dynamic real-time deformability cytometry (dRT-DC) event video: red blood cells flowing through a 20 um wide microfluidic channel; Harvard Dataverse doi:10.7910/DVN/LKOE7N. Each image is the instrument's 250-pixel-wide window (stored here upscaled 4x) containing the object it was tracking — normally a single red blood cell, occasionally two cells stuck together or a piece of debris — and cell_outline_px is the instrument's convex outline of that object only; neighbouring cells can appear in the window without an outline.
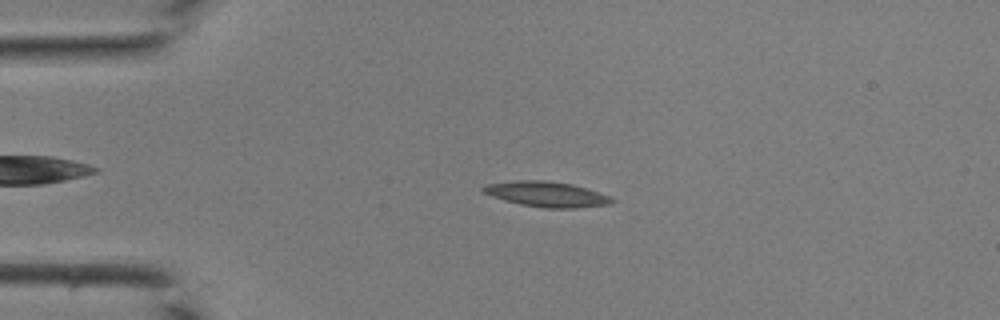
{"species": "common noctule bat (a hibernating species)", "species_latin": "Nyctalus noctula", "temperature_condition": "room temperature", "stored_images_in_passage": 41, "camera_frame_rate_fps": 3000, "um_per_image_px": 0.085, "animal": {"sex": "male", "body_mass_g": 19.0, "forearm_length_mm": 50.8}, "frame": {"image": 1, "passage_image": 9, "time_ms": 2.667, "image_size_px": [1000, 320], "cell_outline_px": [[612, 200], [608, 204], [576, 208], [544, 208], [520, 204], [504, 200], [492, 196], [484, 192], [480, 188], [488, 184], [512, 180], [544, 180], [572, 184], [608, 196]], "centroid_in_image_um": [46.38, 16.5], "position_along_channel_um": 38.6, "area_um2": 18.61}}
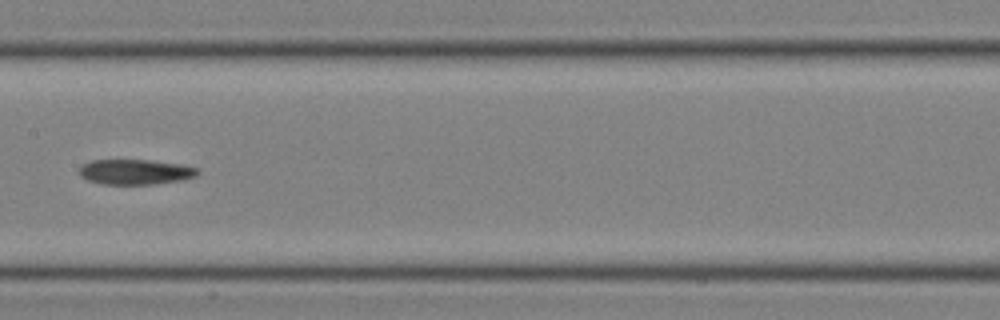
{"frame": {"image": 2, "passage_image": 21, "time_ms": 6.667, "image_size_px": [1000, 320], "cell_outline_px": [[200, 172], [196, 176], [184, 180], [152, 184], [104, 184], [88, 180], [80, 176], [80, 168], [84, 164], [92, 160], [148, 160], [180, 164], [196, 168]], "centroid_in_image_um": [11.52, 14.61], "position_along_channel_um": 195.9, "area_um2": 17.22}}
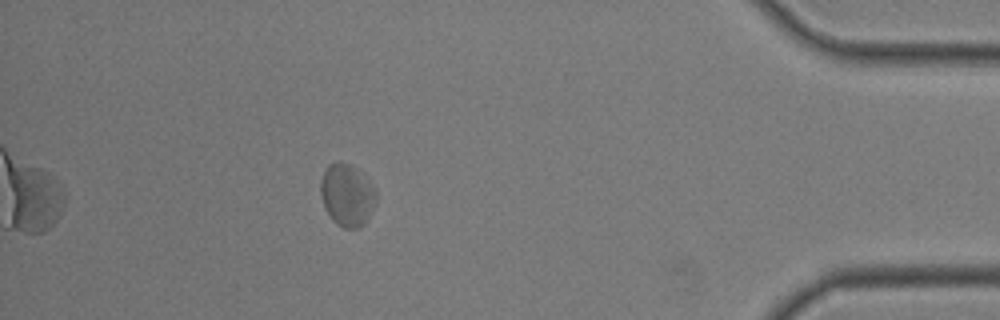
{"frame": {"image": 3, "passage_image": 37, "time_ms": 12.0, "image_size_px": [1000, 320], "cell_outline_px": [[376, 200], [368, 220], [360, 228], [344, 228], [336, 224], [332, 220], [324, 208], [320, 192], [320, 180], [328, 164], [336, 160], [340, 160], [352, 164], [376, 188]], "centroid_in_image_um": [29.49, 16.56], "position_along_channel_um": 405.7, "area_um2": 20.58}}